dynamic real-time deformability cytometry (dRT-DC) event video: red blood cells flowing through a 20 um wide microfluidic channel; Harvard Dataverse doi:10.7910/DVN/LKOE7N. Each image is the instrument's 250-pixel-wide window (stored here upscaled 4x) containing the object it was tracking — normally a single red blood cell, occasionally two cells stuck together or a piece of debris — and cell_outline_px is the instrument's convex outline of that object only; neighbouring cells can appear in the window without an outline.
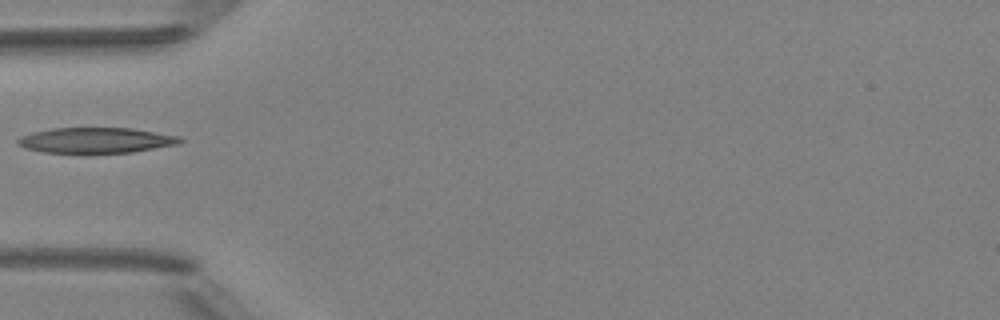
{"species": "Egyptian fruit bat (a non-hibernating species)", "species_latin": "Rousettus aegyptiacus", "temperature_condition": "room temperature", "stored_images_in_passage": 2, "camera_frame_rate_fps": 3000, "um_per_image_px": 0.085, "animal": {"sex": "female"}, "frame": {"image": 1, "passage_image": 1, "time_ms": 0.0, "image_size_px": [1000, 320], "cell_outline_px": [[184, 140], [176, 144], [132, 152], [44, 152], [24, 148], [16, 144], [16, 140], [20, 136], [32, 132], [52, 128], [132, 128], [180, 136]], "centroid_in_image_um": [8.11, 11.91], "position_along_channel_um": 76.9, "area_um2": 23.87}}
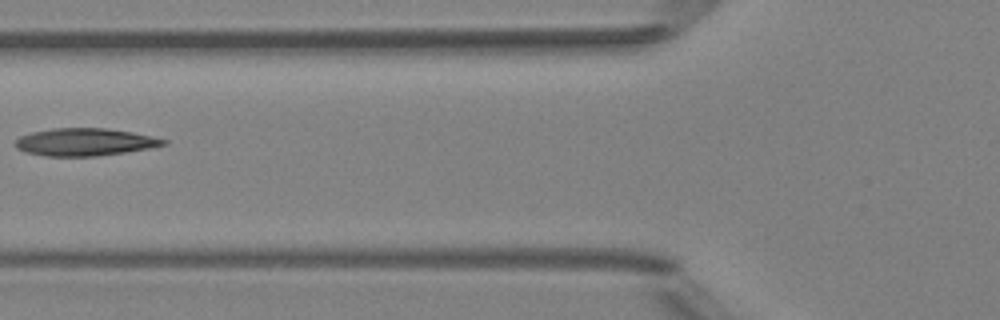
{"frame": {"image": 2, "passage_image": 2, "time_ms": 1.0, "image_size_px": [1000, 320], "cell_outline_px": [[168, 144], [148, 148], [124, 152], [96, 156], [44, 156], [24, 152], [16, 148], [16, 140], [20, 136], [32, 132], [52, 128], [104, 128], [132, 132], [168, 140]], "centroid_in_image_um": [7.18, 12.07], "position_along_channel_um": 118.6, "area_um2": 23.64}}